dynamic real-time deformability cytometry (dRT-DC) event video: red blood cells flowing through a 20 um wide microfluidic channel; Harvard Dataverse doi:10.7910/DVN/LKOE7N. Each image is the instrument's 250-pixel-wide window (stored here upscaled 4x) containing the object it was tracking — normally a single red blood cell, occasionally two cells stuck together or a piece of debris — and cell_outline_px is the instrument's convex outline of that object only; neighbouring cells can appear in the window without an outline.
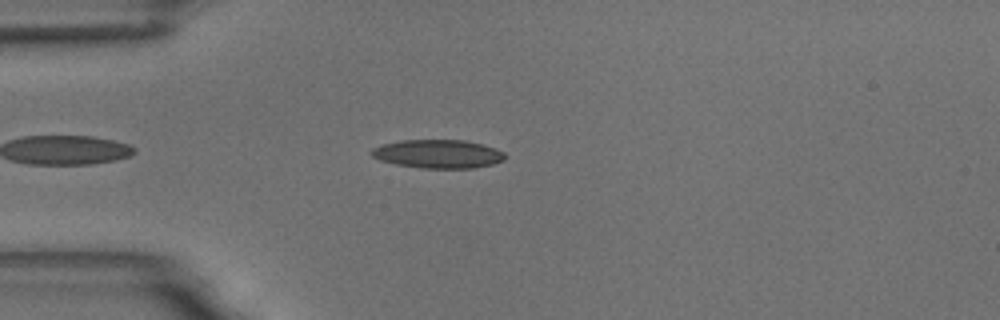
{"species": "common noctule bat (a hibernating species)", "species_latin": "Nyctalus noctula", "temperature_condition": "room temperature", "stored_images_in_passage": 45, "camera_frame_rate_fps": 3000, "um_per_image_px": 0.085, "animal": {"sex": "male", "body_mass_g": 18.8}, "frame": {"image": 1, "passage_image": 5, "time_ms": 1.333, "image_size_px": [1000, 320], "cell_outline_px": [[504, 160], [492, 164], [472, 168], [424, 168], [396, 164], [380, 160], [372, 156], [368, 152], [372, 148], [380, 144], [400, 140], [464, 140], [480, 144], [504, 152]], "centroid_in_image_um": [37.16, 13.08], "position_along_channel_um": 47.8, "area_um2": 22.08}}
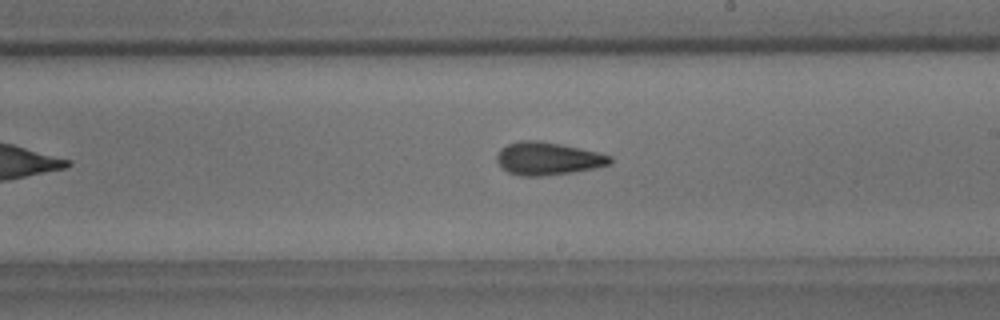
{"frame": {"image": 2, "passage_image": 22, "time_ms": 7.0, "image_size_px": [1000, 320], "cell_outline_px": [[612, 164], [572, 172], [544, 176], [520, 176], [508, 172], [496, 160], [496, 156], [500, 148], [508, 144], [520, 140], [540, 140], [580, 148], [612, 156]], "centroid_in_image_um": [46.55, 13.47], "position_along_channel_um": 242.5, "area_um2": 21.62}}
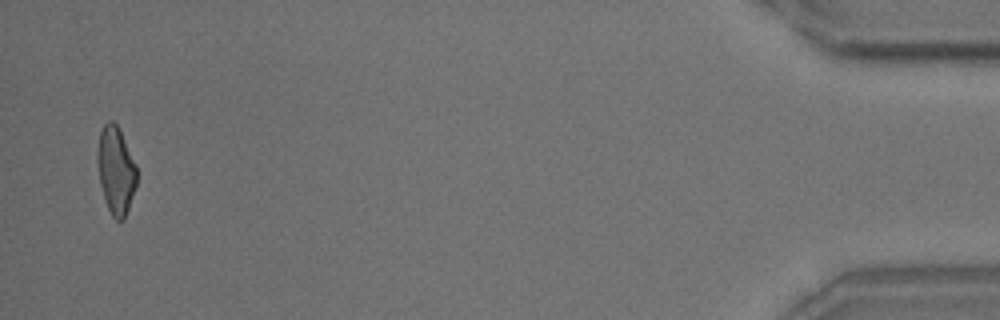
{"frame": {"image": 3, "passage_image": 44, "time_ms": 14.333, "image_size_px": [1000, 320], "cell_outline_px": [[136, 184], [124, 220], [116, 220], [112, 216], [104, 200], [100, 184], [96, 160], [96, 152], [100, 132], [104, 124], [108, 120], [112, 120], [116, 124], [136, 164]], "centroid_in_image_um": [9.81, 14.48], "position_along_channel_um": 425.4, "area_um2": 19.94}, "authors_computed_cell_mechanics": {"area_um2": 21.097, "velocity_mm_per_s": 3.6757, "shape_relaxation_time_tau1_ms": 7.637, "shape_relaxation_time_tau2_ms": 2.7138, "deformation_change_tau1": 0.1827, "deformation_change_tau2": 0.1169}}